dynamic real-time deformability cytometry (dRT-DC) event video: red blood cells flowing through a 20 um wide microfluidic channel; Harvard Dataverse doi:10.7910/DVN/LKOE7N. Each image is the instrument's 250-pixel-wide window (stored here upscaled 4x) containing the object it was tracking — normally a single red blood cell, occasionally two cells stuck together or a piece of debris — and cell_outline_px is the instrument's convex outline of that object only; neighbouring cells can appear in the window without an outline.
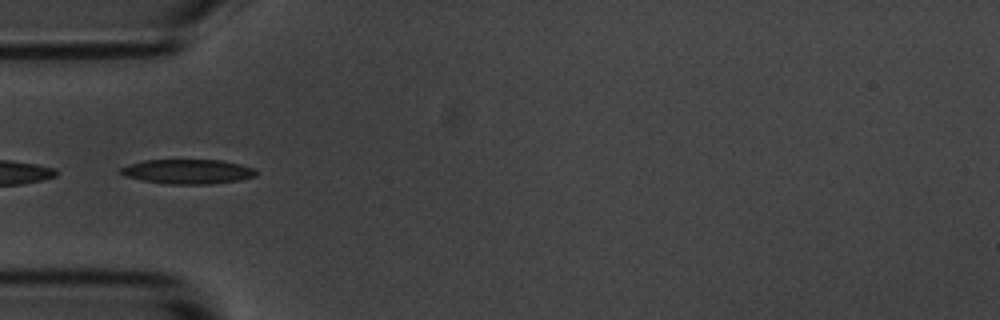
{"species": "common noctule bat (a hibernating species)", "species_latin": "Nyctalus noctula", "temperature_condition": "room temperature", "stored_images_in_passage": 6, "camera_frame_rate_fps": 3000, "um_per_image_px": 0.085, "animal": {"sex": "male", "body_mass_g": 20.1, "forearm_length_mm": 53.5}, "frame": {"image": 1, "passage_image": 4, "time_ms": 3.667, "image_size_px": [1000, 320], "cell_outline_px": [[256, 176], [240, 180], [212, 184], [168, 184], [144, 180], [124, 176], [116, 172], [120, 168], [128, 164], [144, 160], [220, 160], [240, 164], [252, 168], [256, 172]], "centroid_in_image_um": [15.91, 14.58], "position_along_channel_um": 69.1, "area_um2": 19.42}}